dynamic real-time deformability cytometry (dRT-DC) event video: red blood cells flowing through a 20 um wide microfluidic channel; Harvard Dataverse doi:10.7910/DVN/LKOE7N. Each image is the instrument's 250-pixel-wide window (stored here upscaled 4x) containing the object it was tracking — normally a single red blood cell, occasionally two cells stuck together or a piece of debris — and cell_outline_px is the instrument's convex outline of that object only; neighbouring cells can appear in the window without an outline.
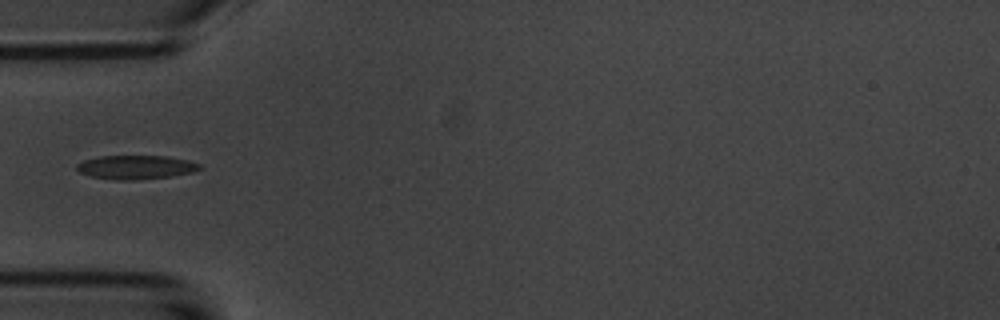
{"species": "common noctule bat (a hibernating species)", "species_latin": "Nyctalus noctula", "temperature_condition": "room temperature", "stored_images_in_passage": 9, "camera_frame_rate_fps": 3000, "um_per_image_px": 0.085, "animal": {"sex": "male", "body_mass_g": 20.1, "forearm_length_mm": 53.5}, "frame": {"image": 1, "passage_image": 6, "time_ms": 5.667, "image_size_px": [1000, 320], "cell_outline_px": [[200, 168], [192, 172], [168, 176], [132, 180], [120, 180], [92, 176], [80, 172], [76, 168], [76, 164], [84, 160], [100, 156], [168, 156], [188, 160], [200, 164]], "centroid_in_image_um": [11.53, 14.2], "position_along_channel_um": 73.5, "area_um2": 16.76}}
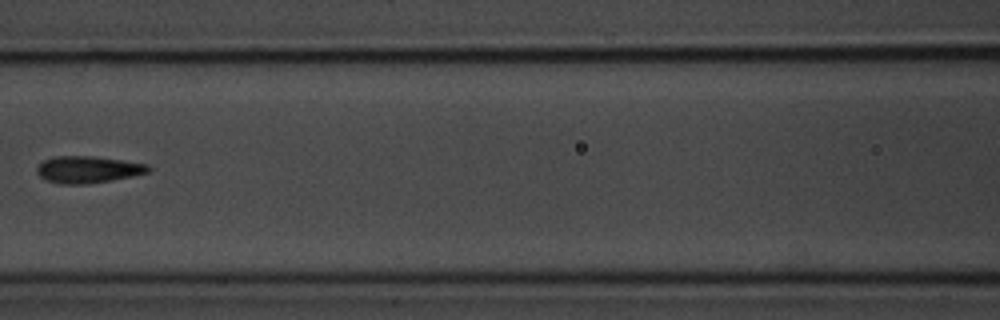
{"frame": {"image": 2, "passage_image": 8, "time_ms": 8.0, "image_size_px": [1000, 320], "cell_outline_px": [[152, 168], [148, 172], [132, 176], [112, 180], [88, 184], [60, 184], [48, 180], [40, 176], [36, 172], [36, 168], [44, 160], [52, 156], [96, 156], [148, 164]], "centroid_in_image_um": [7.48, 14.4], "position_along_channel_um": 159.1, "area_um2": 17.51}}
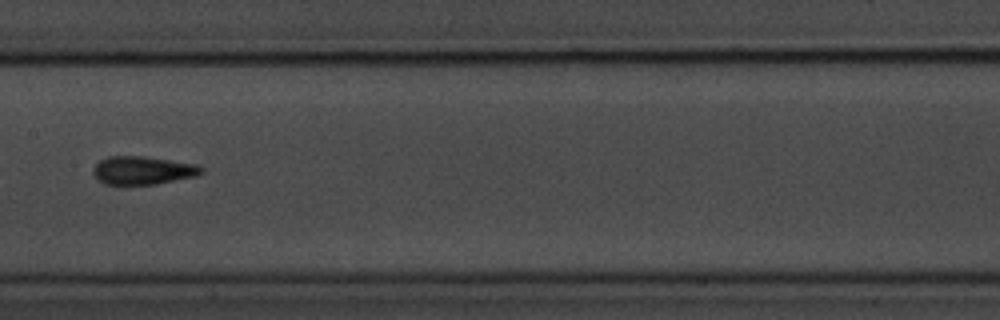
{"frame": {"image": 3, "passage_image": 9, "time_ms": 9.0, "image_size_px": [1000, 320], "cell_outline_px": [[204, 172], [196, 176], [156, 184], [104, 184], [92, 172], [96, 164], [100, 160], [108, 156], [144, 156], [196, 164], [204, 168]], "centroid_in_image_um": [12.16, 14.47], "position_along_channel_um": 195.2, "area_um2": 17.69}}